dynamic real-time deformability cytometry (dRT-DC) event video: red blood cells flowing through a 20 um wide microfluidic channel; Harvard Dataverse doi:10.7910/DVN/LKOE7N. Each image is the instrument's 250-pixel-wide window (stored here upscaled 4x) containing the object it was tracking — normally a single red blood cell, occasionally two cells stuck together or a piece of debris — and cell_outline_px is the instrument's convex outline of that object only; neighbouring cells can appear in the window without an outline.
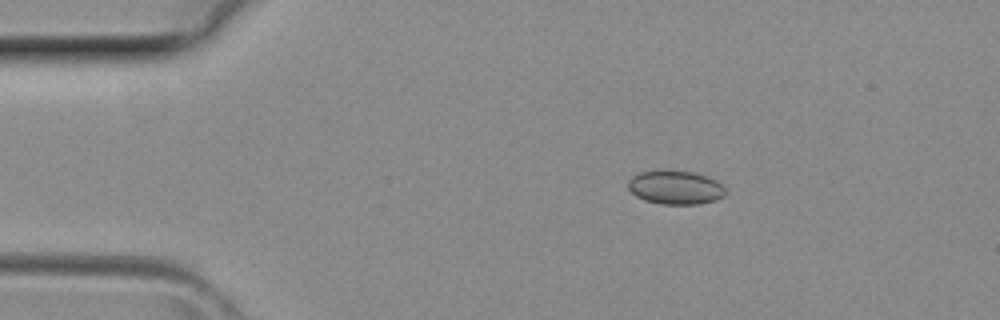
{"species": "common noctule bat (a hibernating species)", "species_latin": "Nyctalus noctula", "temperature_condition": "room temperature", "stored_images_in_passage": 2, "camera_frame_rate_fps": 3000, "um_per_image_px": 0.085, "animal": {"sex": "female", "body_mass_g": 29.2, "forearm_length_mm": 56.3}, "frame": {"image": 1, "passage_image": 1, "time_ms": 0.0, "image_size_px": [1000, 320], "cell_outline_px": [[724, 196], [716, 200], [700, 204], [660, 204], [644, 200], [636, 196], [628, 188], [628, 180], [632, 176], [640, 172], [692, 172], [708, 176], [724, 184]], "centroid_in_image_um": [57.44, 15.96], "position_along_channel_um": 27.6, "area_um2": 18.9}}